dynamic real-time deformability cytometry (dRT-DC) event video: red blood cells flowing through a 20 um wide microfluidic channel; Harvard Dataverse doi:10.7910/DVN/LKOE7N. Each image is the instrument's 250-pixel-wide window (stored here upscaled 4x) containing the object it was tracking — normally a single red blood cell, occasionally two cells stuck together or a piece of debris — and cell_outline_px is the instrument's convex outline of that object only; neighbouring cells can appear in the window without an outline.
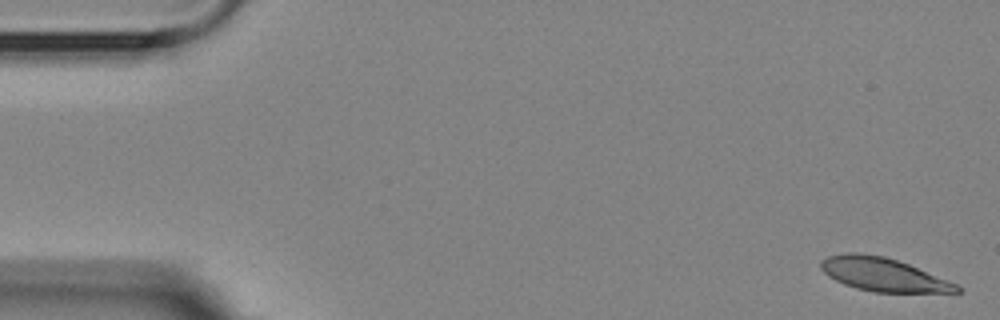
{"species": "Egyptian fruit bat (a non-hibernating species)", "species_latin": "Rousettus aegyptiacus", "temperature_condition": "room temperature", "stored_images_in_passage": 6, "segment_of_instrument_passage": [1, 2], "camera_frame_rate_fps": 3000, "um_per_image_px": 0.085, "animal": {"sex": "female"}, "frame": {"image": 1, "passage_image": 1, "time_ms": 0.0, "image_size_px": [1000, 320], "cell_outline_px": [[960, 292], [872, 292], [856, 288], [844, 284], [828, 276], [820, 268], [820, 260], [828, 256], [844, 252], [856, 252], [884, 256], [908, 264], [956, 284], [960, 288]], "centroid_in_image_um": [74.99, 23.32], "position_along_channel_um": 10.0, "area_um2": 26.18}}
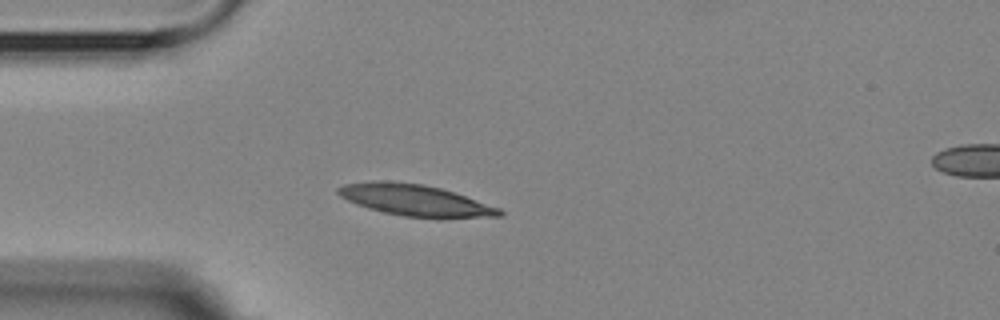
{"frame": {"image": 2, "passage_image": 5, "time_ms": 4.333, "image_size_px": [1000, 320], "cell_outline_px": [[504, 216], [444, 220], [436, 220], [404, 216], [384, 212], [368, 208], [356, 204], [340, 196], [336, 192], [336, 188], [344, 184], [372, 180], [384, 180], [424, 184], [440, 188], [500, 208], [504, 212]], "centroid_in_image_um": [35.33, 17.05], "position_along_channel_um": 49.7, "area_um2": 30.23}}